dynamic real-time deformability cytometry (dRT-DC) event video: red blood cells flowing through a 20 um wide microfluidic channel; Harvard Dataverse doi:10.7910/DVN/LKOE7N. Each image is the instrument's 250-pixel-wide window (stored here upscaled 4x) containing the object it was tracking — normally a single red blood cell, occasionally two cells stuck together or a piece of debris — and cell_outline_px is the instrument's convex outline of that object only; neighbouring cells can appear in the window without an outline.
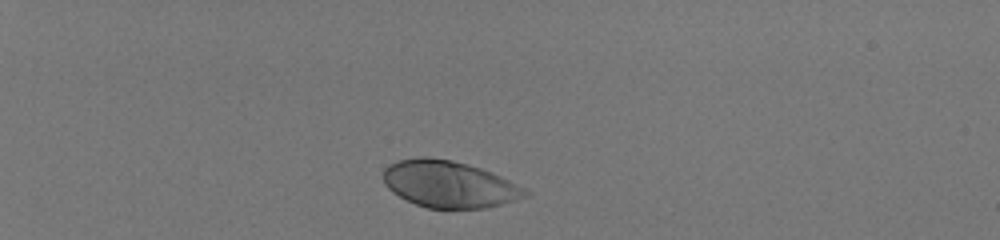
{"species": "human", "species_latin": "Homo sapiens", "temperature_condition": "room temperature", "stored_images_in_passage": 36, "camera_frame_rate_fps": 3000, "um_per_image_px": 0.085, "donor": {"sex": "male"}, "frame": {"image": 1, "passage_image": 1, "time_ms": 0.0, "image_size_px": [1000, 240], "cell_outline_px": [[532, 192], [528, 196], [516, 200], [484, 208], [428, 208], [416, 204], [392, 192], [384, 184], [384, 168], [400, 160], [420, 156], [428, 156], [452, 160], [468, 164], [492, 172]], "centroid_in_image_um": [38.19, 15.65], "position_along_channel_um": 46.8, "area_um2": 38.49}}
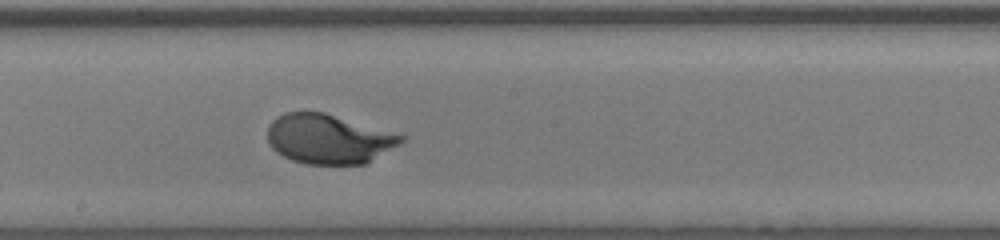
{"frame": {"image": 2, "passage_image": 20, "time_ms": 6.333, "image_size_px": [1000, 240], "cell_outline_px": [[408, 136], [400, 144], [364, 164], [304, 164], [292, 160], [276, 152], [272, 148], [268, 140], [268, 124], [272, 120], [284, 112], [324, 112]], "centroid_in_image_um": [27.93, 11.81], "position_along_channel_um": 220.3, "area_um2": 38.61}}
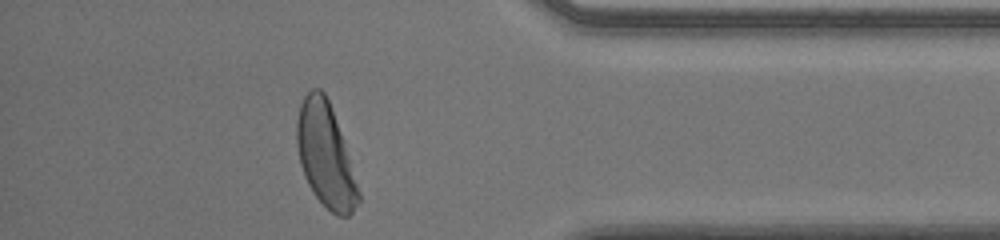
{"frame": {"image": 3, "passage_image": 35, "time_ms": 11.333, "image_size_px": [1000, 240], "cell_outline_px": [[360, 204], [348, 216], [336, 216], [316, 196], [308, 184], [304, 176], [300, 164], [296, 144], [296, 120], [300, 104], [304, 96], [312, 88], [320, 88], [324, 92], [328, 100], [360, 192]], "centroid_in_image_um": [27.63, 13.21], "position_along_channel_um": 407.6, "area_um2": 36.59}, "authors_computed_cell_mechanics": {"area_um2": 38.4659, "velocity_mm_per_s": 3.9883, "shape_relaxation_time_tau1_ms": 2.1488, "shape_relaxation_time_tau2_ms": null, "deformation_change_tau1": 0.1668, "deformation_change_tau2": null}}